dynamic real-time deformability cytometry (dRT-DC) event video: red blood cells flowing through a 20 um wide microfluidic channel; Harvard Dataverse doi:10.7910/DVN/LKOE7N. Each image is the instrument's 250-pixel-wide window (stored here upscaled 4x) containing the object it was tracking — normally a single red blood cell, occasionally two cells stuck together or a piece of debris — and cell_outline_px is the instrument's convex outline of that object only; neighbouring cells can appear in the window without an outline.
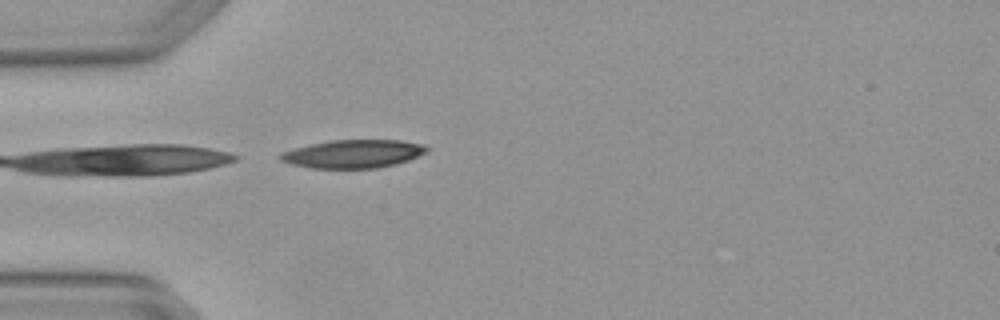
{"species": "Egyptian fruit bat (a non-hibernating species)", "species_latin": "Rousettus aegyptiacus", "temperature_condition": "warm", "stored_images_in_passage": 1, "camera_frame_rate_fps": 3000, "um_per_image_px": 0.085, "animal": {"sex": "female"}, "frame": {"image": 1, "passage_image": 1, "time_ms": 0.0, "image_size_px": [1000, 320], "cell_outline_px": [[428, 152], [408, 160], [396, 164], [376, 168], [312, 168], [292, 164], [280, 160], [276, 156], [280, 152], [328, 140], [400, 140], [424, 144], [428, 148]], "centroid_in_image_um": [30.02, 13.07], "position_along_channel_um": 55.0, "area_um2": 24.1}}